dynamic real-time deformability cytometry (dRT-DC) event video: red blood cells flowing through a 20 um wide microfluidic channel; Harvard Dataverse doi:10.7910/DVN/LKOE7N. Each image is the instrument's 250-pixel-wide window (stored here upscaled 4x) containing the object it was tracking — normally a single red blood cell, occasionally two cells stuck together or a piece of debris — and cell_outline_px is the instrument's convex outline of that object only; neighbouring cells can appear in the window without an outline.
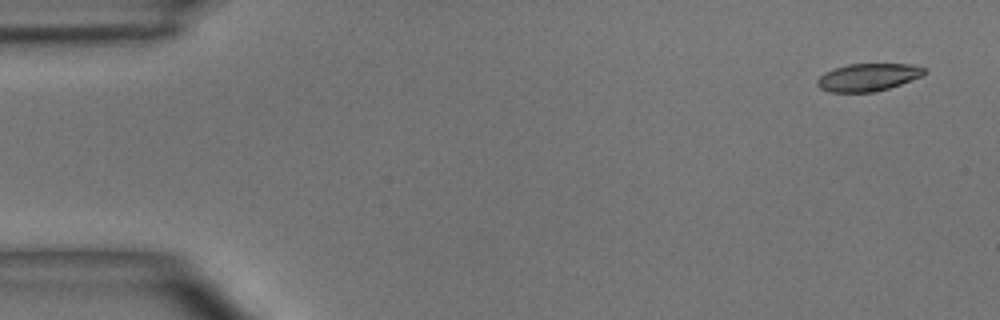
{"species": "common noctule bat (a hibernating species)", "species_latin": "Nyctalus noctula", "temperature_condition": "room temperature", "stored_images_in_passage": 5, "camera_frame_rate_fps": 3000, "um_per_image_px": 0.085, "animal": {"sex": "male", "body_mass_g": 15.6}, "frame": {"image": 1, "passage_image": 1, "time_ms": 0.0, "image_size_px": [1000, 320], "cell_outline_px": [[924, 76], [876, 92], [828, 92], [820, 88], [816, 84], [816, 80], [824, 72], [848, 64], [912, 64], [924, 68]], "centroid_in_image_um": [73.76, 6.57], "position_along_channel_um": 11.2, "area_um2": 17.22}}
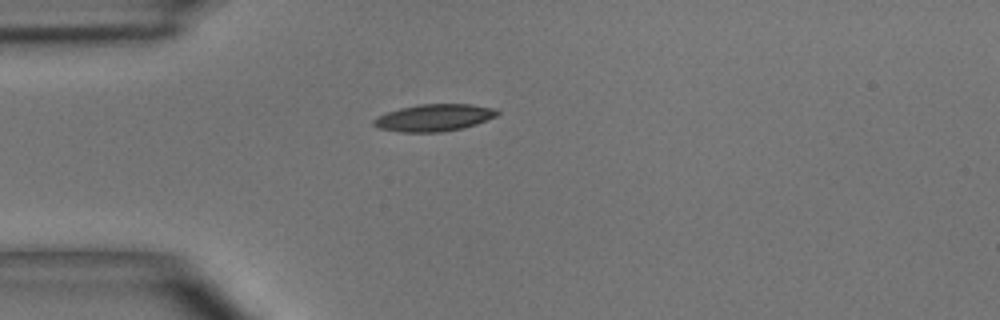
{"frame": {"image": 2, "passage_image": 4, "time_ms": 3.667, "image_size_px": [1000, 320], "cell_outline_px": [[500, 112], [496, 116], [476, 124], [464, 128], [440, 132], [400, 132], [380, 128], [372, 124], [372, 120], [388, 112], [400, 108], [420, 104], [468, 104], [492, 108]], "centroid_in_image_um": [36.89, 10.01], "position_along_channel_um": 48.1, "area_um2": 19.25}}